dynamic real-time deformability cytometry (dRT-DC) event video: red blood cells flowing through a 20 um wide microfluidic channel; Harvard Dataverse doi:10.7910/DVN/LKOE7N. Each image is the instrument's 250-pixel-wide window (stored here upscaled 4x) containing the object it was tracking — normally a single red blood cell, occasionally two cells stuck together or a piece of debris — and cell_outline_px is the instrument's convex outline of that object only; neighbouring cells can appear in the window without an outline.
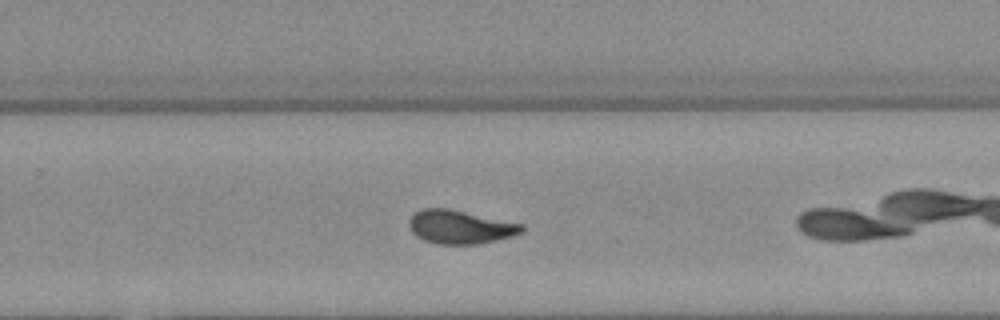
{"species": "Egyptian fruit bat (a non-hibernating species)", "species_latin": "Rousettus aegyptiacus", "temperature_condition": "warm", "stored_images_in_passage": 30, "camera_frame_rate_fps": 3000, "um_per_image_px": 0.085, "animal": {"sex": "female"}, "frame": {"image": 1, "passage_image": 18, "time_ms": 5.667, "image_size_px": [1000, 320], "cell_outline_px": [[524, 228], [520, 232], [512, 236], [496, 240], [476, 244], [436, 244], [424, 240], [416, 236], [412, 232], [408, 224], [408, 220], [420, 208], [448, 208], [524, 224]], "centroid_in_image_um": [39.08, 19.29], "position_along_channel_um": 290.7, "area_um2": 22.02}}